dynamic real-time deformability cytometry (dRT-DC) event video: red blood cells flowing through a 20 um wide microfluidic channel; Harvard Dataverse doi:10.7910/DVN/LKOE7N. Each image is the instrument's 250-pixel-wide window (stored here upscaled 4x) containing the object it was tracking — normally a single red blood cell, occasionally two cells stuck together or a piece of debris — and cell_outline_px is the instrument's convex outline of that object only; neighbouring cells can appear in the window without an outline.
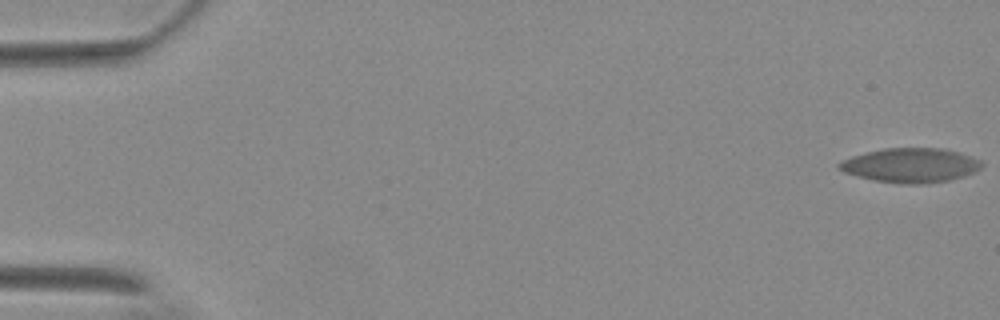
{"species": "Egyptian fruit bat (a non-hibernating species)", "species_latin": "Rousettus aegyptiacus", "temperature_condition": "warm", "stored_images_in_passage": 64, "camera_frame_rate_fps": 3000, "um_per_image_px": 0.085, "animal": {"sex": "female"}, "frame": {"image": 1, "passage_image": 1, "time_ms": 0.0, "image_size_px": [1000, 320], "cell_outline_px": [[984, 164], [980, 168], [964, 176], [948, 180], [908, 184], [904, 184], [876, 180], [844, 172], [836, 168], [836, 164], [852, 156], [884, 148], [940, 148], [956, 152], [980, 160]], "centroid_in_image_um": [77.37, 14.04], "position_along_channel_um": 7.6, "area_um2": 27.92}}
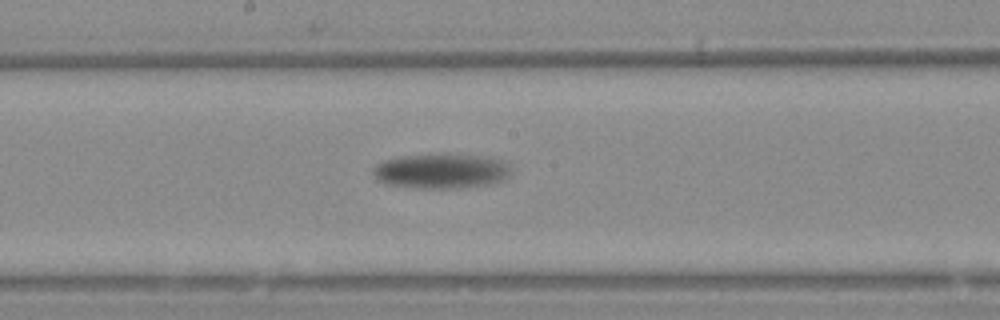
{"frame": {"image": 2, "passage_image": 35, "time_ms": 11.333, "image_size_px": [1000, 320], "cell_outline_px": [[508, 176], [500, 180], [484, 184], [452, 188], [416, 188], [388, 184], [376, 180], [372, 172], [372, 168], [376, 164], [384, 160], [404, 156], [440, 152], [488, 156], [508, 160]], "centroid_in_image_um": [37.47, 14.49], "position_along_channel_um": 210.7, "area_um2": 28.44}}
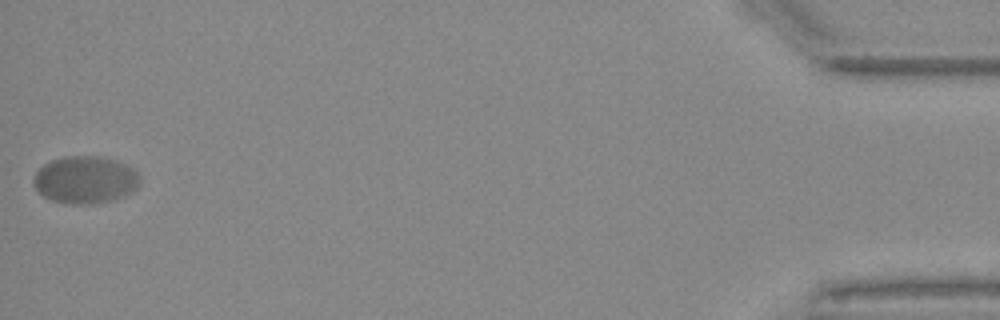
{"frame": {"image": 3, "passage_image": 64, "time_ms": 21.0, "image_size_px": [1000, 320], "cell_outline_px": [[140, 184], [136, 188], [112, 200], [92, 204], [64, 204], [52, 200], [44, 196], [32, 184], [32, 180], [36, 172], [44, 164], [52, 160], [64, 156], [96, 156], [116, 160], [132, 168], [140, 176]], "centroid_in_image_um": [7.21, 15.28], "position_along_channel_um": 428.0, "area_um2": 29.25}, "authors_computed_cell_mechanics": {"area_um2": 27.9463, "velocity_mm_per_s": 3.258, "shape_relaxation_time_tau1_ms": 5.1779, "shape_relaxation_time_tau2_ms": null, "deformation_change_tau1": 0.1265, "deformation_change_tau2": null}}